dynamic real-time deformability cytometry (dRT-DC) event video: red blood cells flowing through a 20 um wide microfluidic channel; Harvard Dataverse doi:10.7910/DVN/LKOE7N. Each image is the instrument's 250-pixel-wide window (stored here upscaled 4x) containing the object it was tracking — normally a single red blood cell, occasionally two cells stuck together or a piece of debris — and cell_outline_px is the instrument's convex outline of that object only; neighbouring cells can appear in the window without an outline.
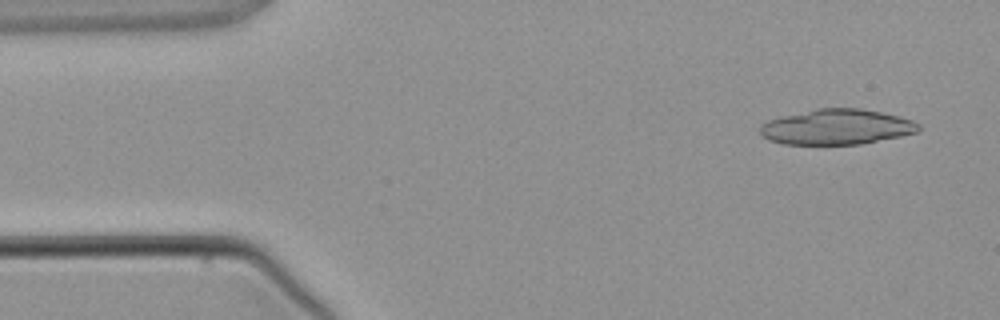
{"species": "common noctule bat (a hibernating species)", "species_latin": "Nyctalus noctula", "temperature_condition": "warm", "stored_images_in_passage": 2, "camera_frame_rate_fps": 3000, "um_per_image_px": 0.085, "animal": {"sex": "male", "body_mass_g": 21.5, "forearm_length_mm": 52.0}, "frame": {"image": 1, "passage_image": 1, "time_ms": 0.0, "image_size_px": [1000, 320], "cell_outline_px": [[920, 132], [860, 144], [784, 144], [768, 140], [760, 132], [760, 124], [768, 120], [816, 108], [860, 108], [900, 116], [912, 120], [920, 124]], "centroid_in_image_um": [71.14, 10.79], "position_along_channel_um": 13.9, "area_um2": 32.6}}